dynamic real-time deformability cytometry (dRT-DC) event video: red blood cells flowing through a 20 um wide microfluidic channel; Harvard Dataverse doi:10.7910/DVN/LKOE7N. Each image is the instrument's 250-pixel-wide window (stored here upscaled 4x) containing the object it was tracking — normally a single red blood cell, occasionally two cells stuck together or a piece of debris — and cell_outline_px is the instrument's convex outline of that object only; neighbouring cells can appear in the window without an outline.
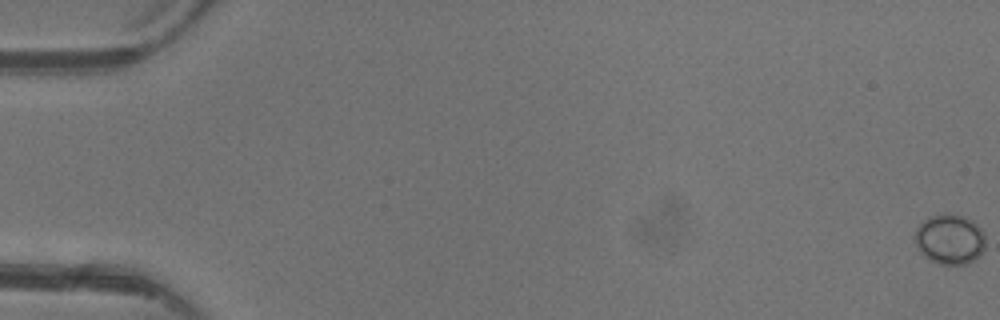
{"species": "common noctule bat (a hibernating species)", "species_latin": "Nyctalus noctula", "temperature_condition": "warm", "stored_images_in_passage": 3, "camera_frame_rate_fps": 3000, "um_per_image_px": 0.085, "animal": {"sex": "female"}, "frame": {"image": 1, "passage_image": 1, "time_ms": 0.0, "image_size_px": [1000, 320], "cell_outline_px": [[984, 248], [980, 256], [976, 260], [964, 264], [940, 264], [924, 256], [920, 252], [916, 244], [916, 228], [928, 216], [944, 212], [948, 212], [964, 216], [972, 220], [984, 232]], "centroid_in_image_um": [80.74, 20.31], "position_along_channel_um": 4.3, "area_um2": 20.75}}
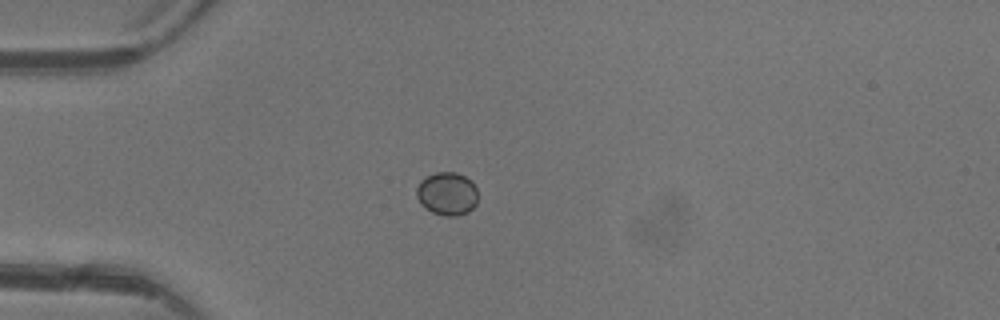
{"frame": {"image": 2, "passage_image": 3, "time_ms": 4.667, "image_size_px": [1000, 320], "cell_outline_px": [[476, 204], [468, 212], [456, 216], [444, 216], [432, 212], [420, 204], [416, 196], [416, 188], [420, 180], [436, 172], [456, 172], [464, 176], [476, 188]], "centroid_in_image_um": [37.96, 16.47], "position_along_channel_um": 47.0, "area_um2": 15.32}}